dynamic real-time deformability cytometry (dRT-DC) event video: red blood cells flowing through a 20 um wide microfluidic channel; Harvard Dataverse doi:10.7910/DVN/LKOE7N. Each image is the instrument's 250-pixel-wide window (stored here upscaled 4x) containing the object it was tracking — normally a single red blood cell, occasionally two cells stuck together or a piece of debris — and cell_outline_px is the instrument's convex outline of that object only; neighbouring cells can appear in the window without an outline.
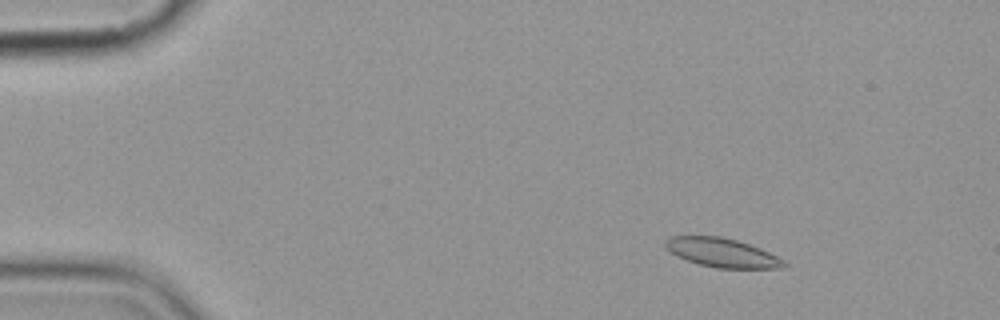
{"species": "common noctule bat (a hibernating species)", "species_latin": "Nyctalus noctula", "temperature_condition": "cold", "stored_images_in_passage": 4, "camera_frame_rate_fps": 3000, "um_per_image_px": 0.085, "animal": {"sex": "female", "body_mass_g": 19.9}, "frame": {"image": 1, "passage_image": 2, "time_ms": 1.0, "image_size_px": [1000, 320], "cell_outline_px": [[788, 264], [784, 268], [716, 268], [700, 264], [676, 256], [664, 244], [664, 240], [668, 236], [720, 236], [736, 240], [760, 248], [784, 260]], "centroid_in_image_um": [61.37, 21.47], "position_along_channel_um": 23.6, "area_um2": 19.88}}